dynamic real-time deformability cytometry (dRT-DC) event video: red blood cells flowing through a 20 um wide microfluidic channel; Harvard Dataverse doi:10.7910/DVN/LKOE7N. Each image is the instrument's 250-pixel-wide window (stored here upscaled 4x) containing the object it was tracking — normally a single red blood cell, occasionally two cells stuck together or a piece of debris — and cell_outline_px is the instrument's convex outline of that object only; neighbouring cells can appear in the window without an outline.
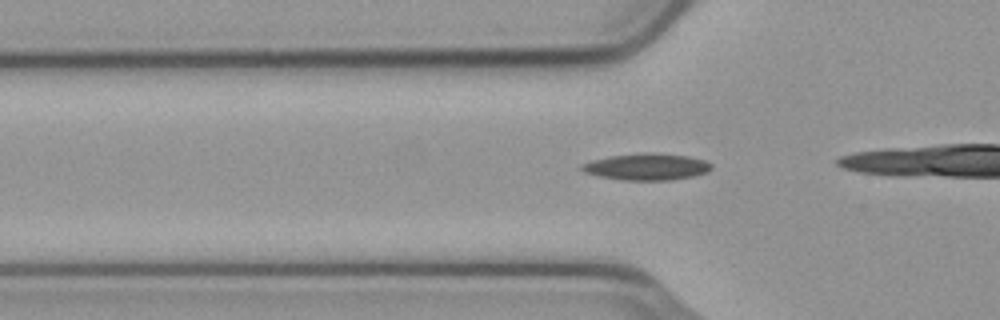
{"species": "common noctule bat (a hibernating species)", "species_latin": "Nyctalus noctula", "temperature_condition": "cold", "stored_images_in_passage": 9, "camera_frame_rate_fps": 3000, "um_per_image_px": 0.085, "animal": {"sex": "male", "body_mass_g": 23.1, "forearm_length_mm": 52.7}, "frame": {"image": 1, "passage_image": 3, "time_ms": 0.667, "image_size_px": [1000, 320], "cell_outline_px": [[712, 168], [708, 172], [692, 176], [672, 180], [624, 180], [600, 176], [584, 172], [580, 168], [580, 164], [592, 160], [612, 156], [644, 152], [652, 152], [688, 156], [704, 160], [712, 164]], "centroid_in_image_um": [54.98, 14.17], "position_along_channel_um": 70.8, "area_um2": 20.11}}
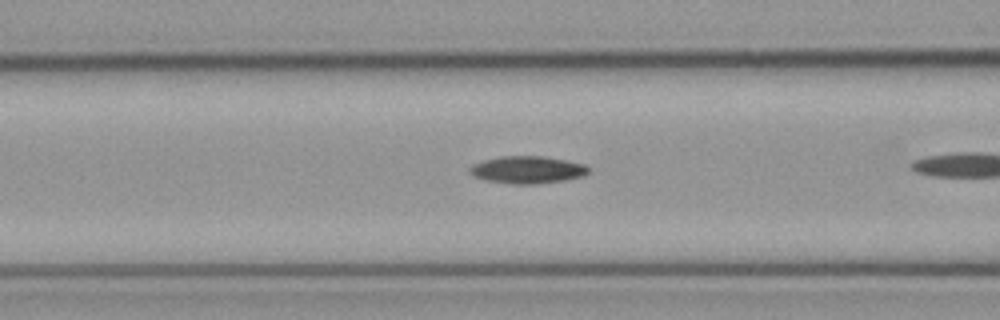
{"frame": {"image": 2, "passage_image": 7, "time_ms": 2.0, "image_size_px": [1000, 320], "cell_outline_px": [[588, 172], [584, 176], [564, 180], [536, 184], [512, 184], [484, 180], [472, 176], [468, 172], [468, 168], [472, 164], [484, 160], [500, 156], [544, 156], [584, 164], [588, 168]], "centroid_in_image_um": [44.77, 14.43], "position_along_channel_um": 121.8, "area_um2": 19.02}}